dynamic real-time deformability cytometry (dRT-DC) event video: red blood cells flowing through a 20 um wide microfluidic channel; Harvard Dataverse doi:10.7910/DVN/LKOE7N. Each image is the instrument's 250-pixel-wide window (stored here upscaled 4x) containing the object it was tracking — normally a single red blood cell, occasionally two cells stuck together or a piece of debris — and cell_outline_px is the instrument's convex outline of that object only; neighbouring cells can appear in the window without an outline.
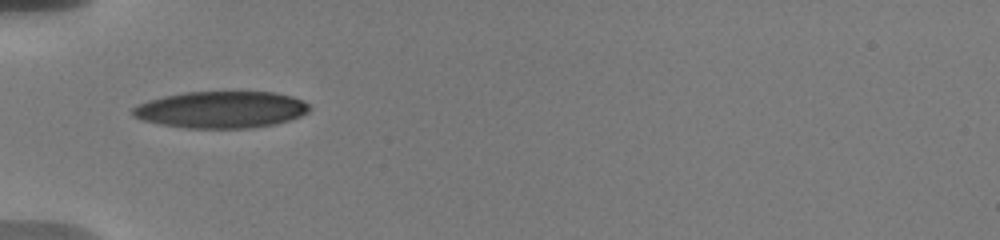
{"species": "human", "species_latin": "Homo sapiens", "temperature_condition": "warm", "stored_images_in_passage": 31, "camera_frame_rate_fps": 3000, "um_per_image_px": 0.085, "donor": {"sex": "male"}, "frame": {"image": 1, "passage_image": 1, "time_ms": 0.0, "image_size_px": [1000, 240], "cell_outline_px": [[308, 112], [300, 116], [288, 120], [272, 124], [252, 128], [184, 128], [160, 124], [140, 120], [132, 116], [132, 108], [136, 104], [148, 100], [164, 96], [184, 92], [276, 92], [292, 96], [308, 104]], "centroid_in_image_um": [18.73, 9.32], "position_along_channel_um": 66.3, "area_um2": 37.92}}
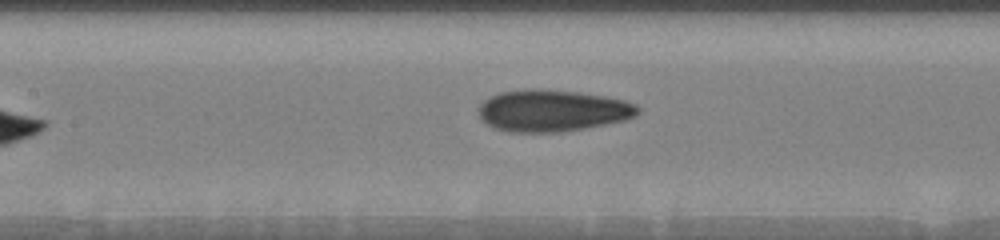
{"frame": {"image": 2, "passage_image": 12, "time_ms": 2.667, "image_size_px": [1000, 240], "cell_outline_px": [[640, 112], [636, 116], [624, 120], [584, 128], [560, 132], [512, 132], [492, 128], [480, 116], [480, 104], [484, 100], [500, 92], [528, 88], [540, 88], [576, 92], [604, 96], [624, 100], [636, 104], [640, 108]], "centroid_in_image_um": [46.97, 9.4], "position_along_channel_um": 160.4, "area_um2": 38.67}}
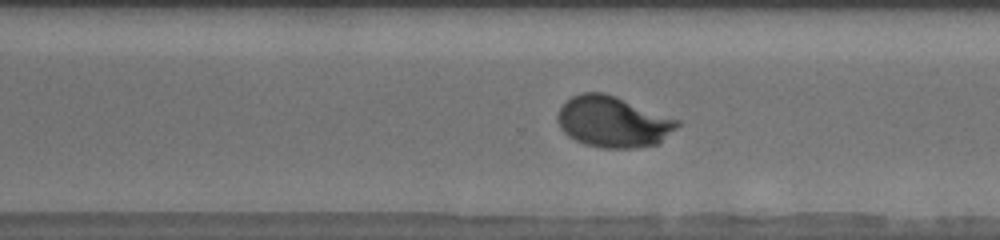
{"frame": {"image": 3, "passage_image": 22, "time_ms": 5.667, "image_size_px": [1000, 240], "cell_outline_px": [[680, 124], [660, 144], [632, 148], [604, 148], [584, 144], [568, 136], [560, 128], [556, 120], [556, 116], [560, 108], [572, 96], [580, 92], [604, 92], [616, 96], [680, 120]], "centroid_in_image_um": [52.11, 10.35], "position_along_channel_um": 318.5, "area_um2": 35.78}}